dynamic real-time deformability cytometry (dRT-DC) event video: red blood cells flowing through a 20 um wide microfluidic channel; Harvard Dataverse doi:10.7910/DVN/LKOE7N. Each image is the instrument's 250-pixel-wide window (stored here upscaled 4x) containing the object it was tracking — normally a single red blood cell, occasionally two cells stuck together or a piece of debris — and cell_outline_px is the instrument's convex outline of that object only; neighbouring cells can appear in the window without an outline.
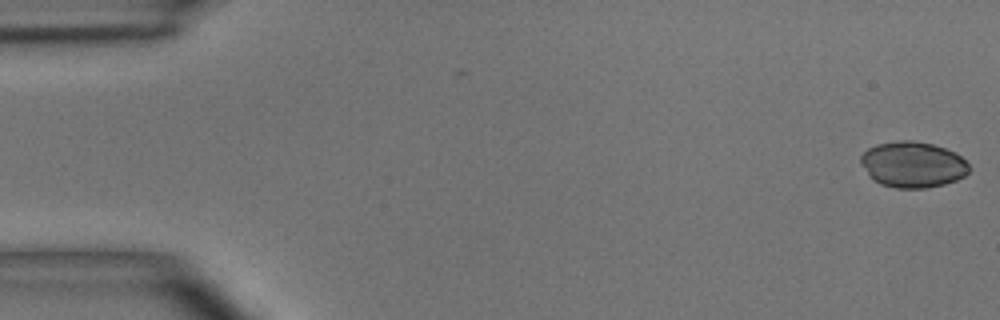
{"species": "common noctule bat (a hibernating species)", "species_latin": "Nyctalus noctula", "temperature_condition": "room temperature", "stored_images_in_passage": 16, "camera_frame_rate_fps": 3000, "um_per_image_px": 0.085, "animal": {"sex": "male", "body_mass_g": 15.6}, "frame": {"image": 1, "passage_image": 1, "time_ms": 0.0, "image_size_px": [1000, 320], "cell_outline_px": [[972, 168], [964, 176], [956, 180], [944, 184], [928, 188], [896, 188], [880, 184], [872, 180], [860, 164], [860, 156], [868, 148], [876, 144], [900, 140], [912, 140], [932, 144], [956, 152]], "centroid_in_image_um": [77.57, 13.99], "position_along_channel_um": 7.4, "area_um2": 29.25}}
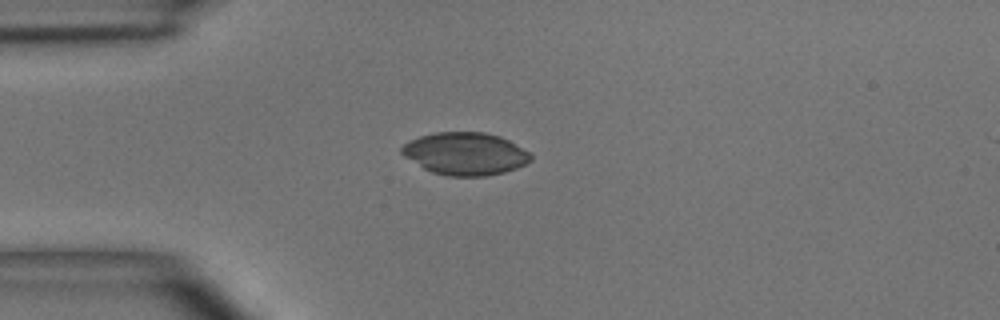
{"frame": {"image": 2, "passage_image": 13, "time_ms": 4.0, "image_size_px": [1000, 320], "cell_outline_px": [[532, 160], [516, 168], [504, 172], [484, 176], [448, 176], [432, 172], [424, 168], [404, 156], [400, 152], [400, 148], [408, 140], [420, 136], [436, 132], [484, 132], [500, 136], [508, 140], [528, 152], [532, 156]], "centroid_in_image_um": [39.52, 13.06], "position_along_channel_um": 45.5, "area_um2": 31.85}}